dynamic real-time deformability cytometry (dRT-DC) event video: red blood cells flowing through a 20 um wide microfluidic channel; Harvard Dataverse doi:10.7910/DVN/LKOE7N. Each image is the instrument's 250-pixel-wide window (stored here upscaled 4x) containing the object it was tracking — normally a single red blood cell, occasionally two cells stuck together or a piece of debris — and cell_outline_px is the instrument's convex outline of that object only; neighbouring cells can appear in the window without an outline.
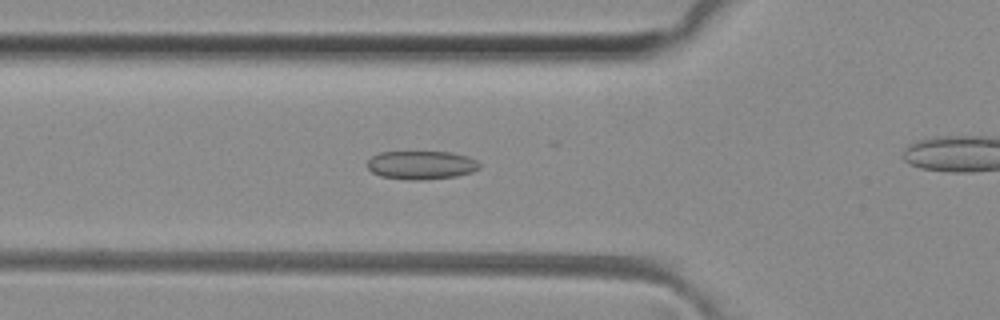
{"species": "common noctule bat (a hibernating species)", "species_latin": "Nyctalus noctula", "temperature_condition": "room temperature", "stored_images_in_passage": 40, "camera_frame_rate_fps": 3000, "um_per_image_px": 0.085, "animal": {"sex": "female", "body_mass_g": 29.2, "forearm_length_mm": 56.3}, "frame": {"image": 1, "passage_image": 17, "time_ms": 5.333, "image_size_px": [1000, 320], "cell_outline_px": [[480, 168], [472, 172], [456, 176], [420, 180], [408, 180], [380, 176], [372, 172], [368, 168], [368, 160], [372, 156], [380, 152], [448, 152], [468, 156], [476, 160], [480, 164]], "centroid_in_image_um": [35.81, 14.03], "position_along_channel_um": 90.0, "area_um2": 18.61}}
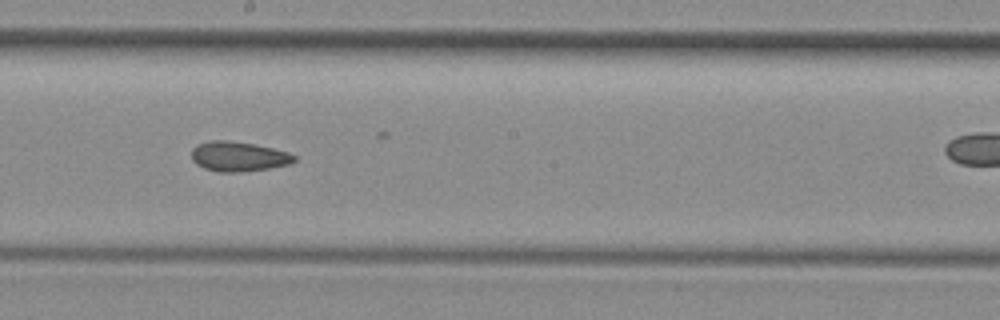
{"frame": {"image": 2, "passage_image": 27, "time_ms": 8.667, "image_size_px": [1000, 320], "cell_outline_px": [[296, 160], [288, 164], [268, 168], [240, 172], [220, 172], [204, 168], [196, 164], [192, 160], [192, 148], [196, 144], [208, 140], [228, 140], [252, 144], [272, 148], [288, 152], [296, 156]], "centroid_in_image_um": [20.23, 13.29], "position_along_channel_um": 228.0, "area_um2": 17.8}}
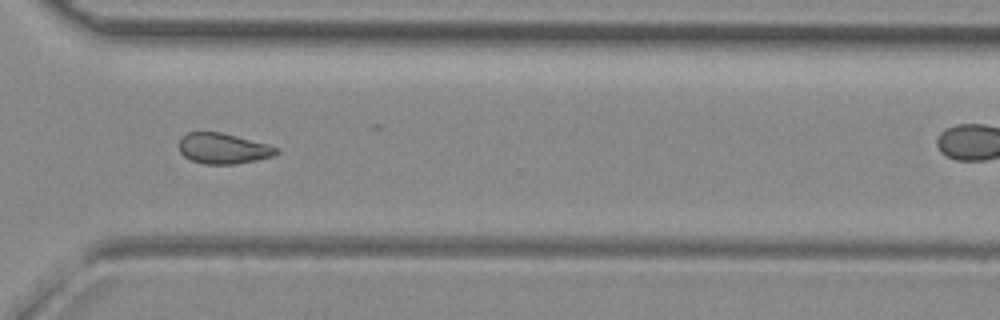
{"frame": {"image": 3, "passage_image": 36, "time_ms": 11.667, "image_size_px": [1000, 320], "cell_outline_px": [[280, 152], [272, 156], [256, 160], [236, 164], [204, 164], [192, 160], [184, 156], [180, 152], [176, 144], [188, 132], [220, 132], [236, 136], [280, 148]], "centroid_in_image_um": [18.94, 12.63], "position_along_channel_um": 351.7, "area_um2": 17.28}}